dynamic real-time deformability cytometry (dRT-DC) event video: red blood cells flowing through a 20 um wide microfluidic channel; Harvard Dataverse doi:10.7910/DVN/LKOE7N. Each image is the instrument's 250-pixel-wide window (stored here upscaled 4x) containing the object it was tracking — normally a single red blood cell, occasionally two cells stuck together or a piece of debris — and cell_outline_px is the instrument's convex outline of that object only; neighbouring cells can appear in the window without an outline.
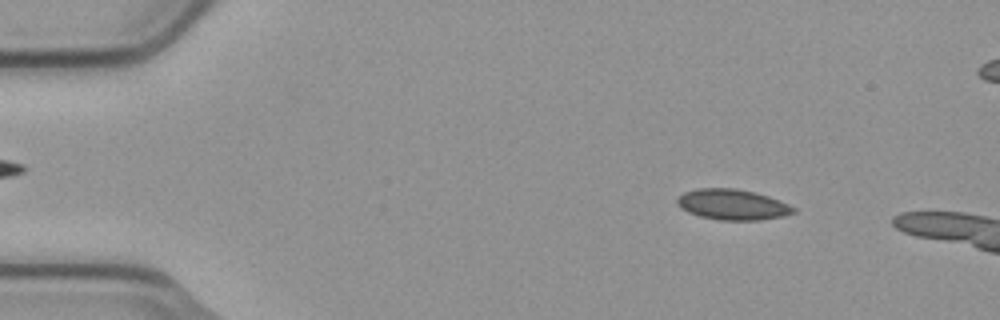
{"species": "common noctule bat (a hibernating species)", "species_latin": "Nyctalus noctula", "temperature_condition": "cold", "stored_images_in_passage": 5, "camera_frame_rate_fps": 3000, "um_per_image_px": 0.085, "animal": {"sex": "male", "body_mass_g": 23.1, "forearm_length_mm": 52.7}, "frame": {"image": 1, "passage_image": 2, "time_ms": 0.333, "image_size_px": [1000, 320], "cell_outline_px": [[796, 212], [784, 216], [760, 220], [720, 220], [700, 216], [688, 212], [680, 208], [676, 204], [676, 200], [684, 192], [696, 188], [736, 188], [756, 192], [768, 196], [788, 204], [796, 208]], "centroid_in_image_um": [62.26, 17.38], "position_along_channel_um": 22.7, "area_um2": 20.87}}